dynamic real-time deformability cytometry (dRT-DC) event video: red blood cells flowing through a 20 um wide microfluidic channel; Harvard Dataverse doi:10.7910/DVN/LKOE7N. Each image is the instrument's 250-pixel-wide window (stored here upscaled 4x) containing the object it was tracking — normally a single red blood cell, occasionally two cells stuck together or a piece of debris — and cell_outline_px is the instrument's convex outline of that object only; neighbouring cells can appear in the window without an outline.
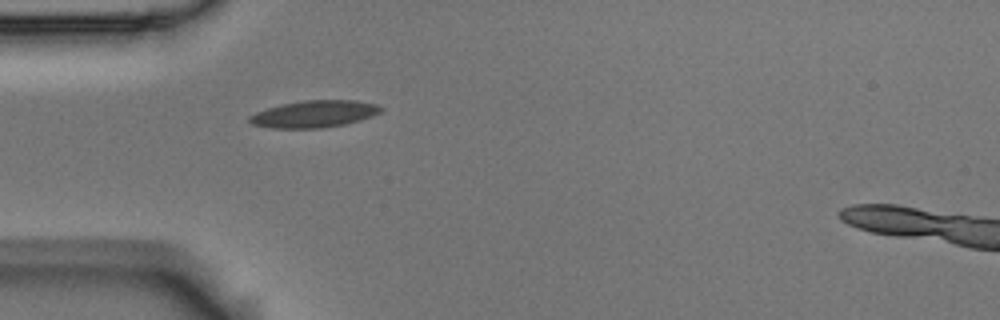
{"species": "Egyptian fruit bat (a non-hibernating species)", "species_latin": "Rousettus aegyptiacus", "temperature_condition": "room temperature", "stored_images_in_passage": 4, "camera_frame_rate_fps": 3000, "um_per_image_px": 0.085, "animal": {"sex": "male"}, "frame": {"image": 1, "passage_image": 3, "time_ms": 0.667, "image_size_px": [1000, 320], "cell_outline_px": [[384, 108], [380, 112], [372, 116], [360, 120], [344, 124], [320, 128], [272, 128], [252, 124], [248, 120], [248, 116], [256, 112], [280, 104], [304, 100], [356, 100], [376, 104]], "centroid_in_image_um": [26.7, 9.68], "position_along_channel_um": 58.3, "area_um2": 20.63}}